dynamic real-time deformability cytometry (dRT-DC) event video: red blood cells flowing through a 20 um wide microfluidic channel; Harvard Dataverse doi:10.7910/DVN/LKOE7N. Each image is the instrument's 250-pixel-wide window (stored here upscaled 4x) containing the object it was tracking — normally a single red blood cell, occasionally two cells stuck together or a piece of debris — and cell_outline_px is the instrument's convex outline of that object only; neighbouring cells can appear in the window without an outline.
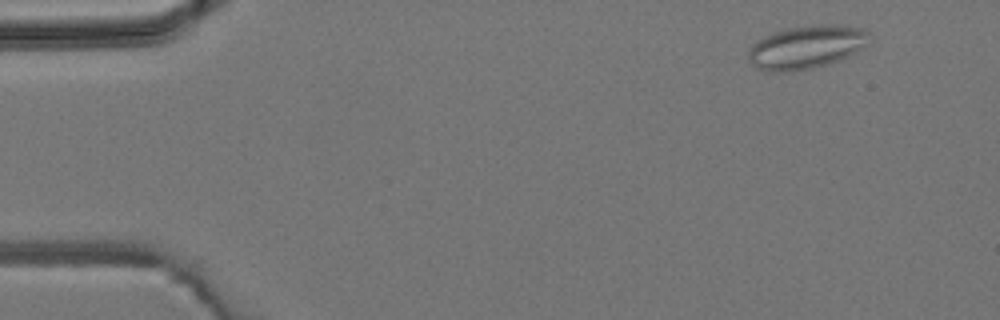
{"species": "common noctule bat (a hibernating species)", "species_latin": "Nyctalus noctula", "temperature_condition": "room temperature", "stored_images_in_passage": 6, "camera_frame_rate_fps": 3000, "um_per_image_px": 0.085, "animal": {"sex": "male", "body_mass_g": 19.2, "forearm_length_mm": 51.8}, "frame": {"image": 1, "passage_image": 2, "time_ms": 1.0, "image_size_px": [1000, 320], "cell_outline_px": [[868, 44], [856, 52], [840, 60], [828, 64], [812, 68], [792, 72], [772, 72], [756, 68], [748, 60], [748, 52], [752, 44], [764, 36], [788, 28], [812, 24], [848, 24], [860, 28], [868, 32]], "centroid_in_image_um": [68.55, 4.0], "position_along_channel_um": 16.5, "area_um2": 30.81}}